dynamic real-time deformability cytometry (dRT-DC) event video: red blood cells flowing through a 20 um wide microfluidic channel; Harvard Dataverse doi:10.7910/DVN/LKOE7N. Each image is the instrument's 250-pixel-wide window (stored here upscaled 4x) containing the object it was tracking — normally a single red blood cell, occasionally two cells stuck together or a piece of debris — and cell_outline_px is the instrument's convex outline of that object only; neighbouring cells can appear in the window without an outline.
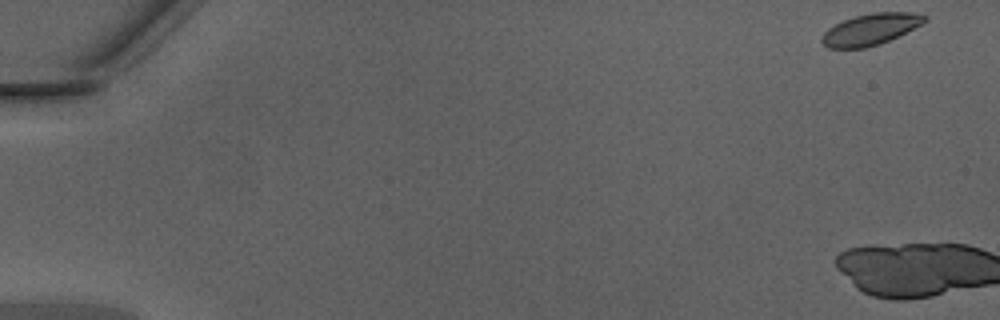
{"species": "Egyptian fruit bat (a non-hibernating species)", "species_latin": "Rousettus aegyptiacus", "temperature_condition": "warm", "stored_images_in_passage": 3, "camera_frame_rate_fps": 3000, "um_per_image_px": 0.085, "animal": {"sex": "male"}, "frame": {"image": 1, "passage_image": 1, "time_ms": 0.0, "image_size_px": [1000, 320], "cell_outline_px": [[928, 20], [880, 44], [864, 48], [828, 48], [820, 40], [824, 32], [828, 28], [844, 20], [856, 16], [872, 12], [908, 12], [928, 16]], "centroid_in_image_um": [73.96, 2.49], "position_along_channel_um": 11.0, "area_um2": 18.44}}